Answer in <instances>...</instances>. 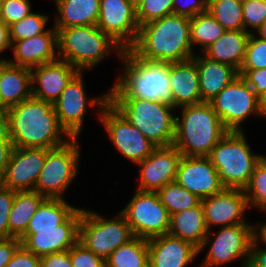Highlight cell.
Listing matches in <instances>:
<instances>
[{
    "label": "cell",
    "mask_w": 266,
    "mask_h": 267,
    "mask_svg": "<svg viewBox=\"0 0 266 267\" xmlns=\"http://www.w3.org/2000/svg\"><path fill=\"white\" fill-rule=\"evenodd\" d=\"M7 111L14 147L54 149L72 139L59 124L51 103L31 96Z\"/></svg>",
    "instance_id": "obj_1"
},
{
    "label": "cell",
    "mask_w": 266,
    "mask_h": 267,
    "mask_svg": "<svg viewBox=\"0 0 266 267\" xmlns=\"http://www.w3.org/2000/svg\"><path fill=\"white\" fill-rule=\"evenodd\" d=\"M129 50L148 61L176 63L192 59L195 52L190 42V18L170 14L141 25Z\"/></svg>",
    "instance_id": "obj_2"
},
{
    "label": "cell",
    "mask_w": 266,
    "mask_h": 267,
    "mask_svg": "<svg viewBox=\"0 0 266 267\" xmlns=\"http://www.w3.org/2000/svg\"><path fill=\"white\" fill-rule=\"evenodd\" d=\"M124 72L108 92L109 98H142L172 105L169 63L136 57L129 49L119 57Z\"/></svg>",
    "instance_id": "obj_3"
},
{
    "label": "cell",
    "mask_w": 266,
    "mask_h": 267,
    "mask_svg": "<svg viewBox=\"0 0 266 267\" xmlns=\"http://www.w3.org/2000/svg\"><path fill=\"white\" fill-rule=\"evenodd\" d=\"M176 116L174 146L182 156H209L216 144L229 132L210 103L179 107Z\"/></svg>",
    "instance_id": "obj_4"
},
{
    "label": "cell",
    "mask_w": 266,
    "mask_h": 267,
    "mask_svg": "<svg viewBox=\"0 0 266 267\" xmlns=\"http://www.w3.org/2000/svg\"><path fill=\"white\" fill-rule=\"evenodd\" d=\"M57 30L58 58L85 72L97 67L104 58L116 51L120 57L123 48L96 25L55 28ZM114 49V50H112Z\"/></svg>",
    "instance_id": "obj_5"
},
{
    "label": "cell",
    "mask_w": 266,
    "mask_h": 267,
    "mask_svg": "<svg viewBox=\"0 0 266 267\" xmlns=\"http://www.w3.org/2000/svg\"><path fill=\"white\" fill-rule=\"evenodd\" d=\"M109 102L156 147L174 144V106L142 98H109Z\"/></svg>",
    "instance_id": "obj_6"
},
{
    "label": "cell",
    "mask_w": 266,
    "mask_h": 267,
    "mask_svg": "<svg viewBox=\"0 0 266 267\" xmlns=\"http://www.w3.org/2000/svg\"><path fill=\"white\" fill-rule=\"evenodd\" d=\"M245 131H229L212 149L209 158L225 188L244 189L264 155L252 153Z\"/></svg>",
    "instance_id": "obj_7"
},
{
    "label": "cell",
    "mask_w": 266,
    "mask_h": 267,
    "mask_svg": "<svg viewBox=\"0 0 266 267\" xmlns=\"http://www.w3.org/2000/svg\"><path fill=\"white\" fill-rule=\"evenodd\" d=\"M119 213V214H118ZM112 219L82 208L79 242L106 260L119 246L134 238L125 216L119 211Z\"/></svg>",
    "instance_id": "obj_8"
},
{
    "label": "cell",
    "mask_w": 266,
    "mask_h": 267,
    "mask_svg": "<svg viewBox=\"0 0 266 267\" xmlns=\"http://www.w3.org/2000/svg\"><path fill=\"white\" fill-rule=\"evenodd\" d=\"M211 235L216 236L213 238ZM255 235L256 224L224 226L220 227L217 232L208 231L198 249V253H200L207 245H210L200 267H219L239 258H242L241 267H248L251 245Z\"/></svg>",
    "instance_id": "obj_9"
},
{
    "label": "cell",
    "mask_w": 266,
    "mask_h": 267,
    "mask_svg": "<svg viewBox=\"0 0 266 267\" xmlns=\"http://www.w3.org/2000/svg\"><path fill=\"white\" fill-rule=\"evenodd\" d=\"M78 138H72L66 144L50 149L34 188L45 198L64 199L66 189L75 179L79 168L81 149Z\"/></svg>",
    "instance_id": "obj_10"
},
{
    "label": "cell",
    "mask_w": 266,
    "mask_h": 267,
    "mask_svg": "<svg viewBox=\"0 0 266 267\" xmlns=\"http://www.w3.org/2000/svg\"><path fill=\"white\" fill-rule=\"evenodd\" d=\"M128 204L120 210L134 237L150 239L168 233L170 214L157 192L136 190Z\"/></svg>",
    "instance_id": "obj_11"
},
{
    "label": "cell",
    "mask_w": 266,
    "mask_h": 267,
    "mask_svg": "<svg viewBox=\"0 0 266 267\" xmlns=\"http://www.w3.org/2000/svg\"><path fill=\"white\" fill-rule=\"evenodd\" d=\"M97 116L116 150L133 164L137 165V163L142 162L156 148L109 101L102 107Z\"/></svg>",
    "instance_id": "obj_12"
},
{
    "label": "cell",
    "mask_w": 266,
    "mask_h": 267,
    "mask_svg": "<svg viewBox=\"0 0 266 267\" xmlns=\"http://www.w3.org/2000/svg\"><path fill=\"white\" fill-rule=\"evenodd\" d=\"M209 103L228 131L241 132L250 115L260 116L259 98L240 75Z\"/></svg>",
    "instance_id": "obj_13"
},
{
    "label": "cell",
    "mask_w": 266,
    "mask_h": 267,
    "mask_svg": "<svg viewBox=\"0 0 266 267\" xmlns=\"http://www.w3.org/2000/svg\"><path fill=\"white\" fill-rule=\"evenodd\" d=\"M83 72L79 71L67 84L58 100L53 104L61 127L71 138H79L87 105L97 106L100 112L109 101L108 93L95 98L86 97Z\"/></svg>",
    "instance_id": "obj_14"
},
{
    "label": "cell",
    "mask_w": 266,
    "mask_h": 267,
    "mask_svg": "<svg viewBox=\"0 0 266 267\" xmlns=\"http://www.w3.org/2000/svg\"><path fill=\"white\" fill-rule=\"evenodd\" d=\"M117 42L123 50L136 41L139 24L136 7L129 0H100L99 19L96 24Z\"/></svg>",
    "instance_id": "obj_15"
},
{
    "label": "cell",
    "mask_w": 266,
    "mask_h": 267,
    "mask_svg": "<svg viewBox=\"0 0 266 267\" xmlns=\"http://www.w3.org/2000/svg\"><path fill=\"white\" fill-rule=\"evenodd\" d=\"M82 208H77L58 229L26 230L19 238L21 244L31 253L44 256L69 250L79 241V224Z\"/></svg>",
    "instance_id": "obj_16"
},
{
    "label": "cell",
    "mask_w": 266,
    "mask_h": 267,
    "mask_svg": "<svg viewBox=\"0 0 266 267\" xmlns=\"http://www.w3.org/2000/svg\"><path fill=\"white\" fill-rule=\"evenodd\" d=\"M49 150L14 147L0 184L16 192L34 191Z\"/></svg>",
    "instance_id": "obj_17"
},
{
    "label": "cell",
    "mask_w": 266,
    "mask_h": 267,
    "mask_svg": "<svg viewBox=\"0 0 266 267\" xmlns=\"http://www.w3.org/2000/svg\"><path fill=\"white\" fill-rule=\"evenodd\" d=\"M175 181L200 199L215 195L225 188L208 156H182Z\"/></svg>",
    "instance_id": "obj_18"
},
{
    "label": "cell",
    "mask_w": 266,
    "mask_h": 267,
    "mask_svg": "<svg viewBox=\"0 0 266 267\" xmlns=\"http://www.w3.org/2000/svg\"><path fill=\"white\" fill-rule=\"evenodd\" d=\"M208 231L213 226H231L247 223L244 213L249 209L244 189L224 188L221 192L201 199Z\"/></svg>",
    "instance_id": "obj_19"
},
{
    "label": "cell",
    "mask_w": 266,
    "mask_h": 267,
    "mask_svg": "<svg viewBox=\"0 0 266 267\" xmlns=\"http://www.w3.org/2000/svg\"><path fill=\"white\" fill-rule=\"evenodd\" d=\"M182 154L174 145L159 146L142 162L138 188L144 192H158L167 183L176 179L177 168Z\"/></svg>",
    "instance_id": "obj_20"
},
{
    "label": "cell",
    "mask_w": 266,
    "mask_h": 267,
    "mask_svg": "<svg viewBox=\"0 0 266 267\" xmlns=\"http://www.w3.org/2000/svg\"><path fill=\"white\" fill-rule=\"evenodd\" d=\"M78 72L75 66L59 58L31 68L32 96L54 104Z\"/></svg>",
    "instance_id": "obj_21"
},
{
    "label": "cell",
    "mask_w": 266,
    "mask_h": 267,
    "mask_svg": "<svg viewBox=\"0 0 266 267\" xmlns=\"http://www.w3.org/2000/svg\"><path fill=\"white\" fill-rule=\"evenodd\" d=\"M13 57L9 63L27 68L53 62L58 59L57 30L48 29L46 32L11 44Z\"/></svg>",
    "instance_id": "obj_22"
},
{
    "label": "cell",
    "mask_w": 266,
    "mask_h": 267,
    "mask_svg": "<svg viewBox=\"0 0 266 267\" xmlns=\"http://www.w3.org/2000/svg\"><path fill=\"white\" fill-rule=\"evenodd\" d=\"M149 267H187L198 256V248L191 242L169 234L147 240Z\"/></svg>",
    "instance_id": "obj_23"
},
{
    "label": "cell",
    "mask_w": 266,
    "mask_h": 267,
    "mask_svg": "<svg viewBox=\"0 0 266 267\" xmlns=\"http://www.w3.org/2000/svg\"><path fill=\"white\" fill-rule=\"evenodd\" d=\"M169 81L172 106L176 109L202 103L197 66L193 59L169 63Z\"/></svg>",
    "instance_id": "obj_24"
},
{
    "label": "cell",
    "mask_w": 266,
    "mask_h": 267,
    "mask_svg": "<svg viewBox=\"0 0 266 267\" xmlns=\"http://www.w3.org/2000/svg\"><path fill=\"white\" fill-rule=\"evenodd\" d=\"M192 59L196 62L202 102L212 101L238 75L231 65L208 59L200 53Z\"/></svg>",
    "instance_id": "obj_25"
},
{
    "label": "cell",
    "mask_w": 266,
    "mask_h": 267,
    "mask_svg": "<svg viewBox=\"0 0 266 267\" xmlns=\"http://www.w3.org/2000/svg\"><path fill=\"white\" fill-rule=\"evenodd\" d=\"M4 59L0 84V108L8 110L32 96L31 69Z\"/></svg>",
    "instance_id": "obj_26"
},
{
    "label": "cell",
    "mask_w": 266,
    "mask_h": 267,
    "mask_svg": "<svg viewBox=\"0 0 266 267\" xmlns=\"http://www.w3.org/2000/svg\"><path fill=\"white\" fill-rule=\"evenodd\" d=\"M249 37L250 33L244 30H225L202 54L210 60L231 65L239 71Z\"/></svg>",
    "instance_id": "obj_27"
},
{
    "label": "cell",
    "mask_w": 266,
    "mask_h": 267,
    "mask_svg": "<svg viewBox=\"0 0 266 267\" xmlns=\"http://www.w3.org/2000/svg\"><path fill=\"white\" fill-rule=\"evenodd\" d=\"M57 12L54 27L96 25L99 19L100 0H54Z\"/></svg>",
    "instance_id": "obj_28"
},
{
    "label": "cell",
    "mask_w": 266,
    "mask_h": 267,
    "mask_svg": "<svg viewBox=\"0 0 266 267\" xmlns=\"http://www.w3.org/2000/svg\"><path fill=\"white\" fill-rule=\"evenodd\" d=\"M208 229L204 220L202 204L170 215L169 235L191 242L198 249Z\"/></svg>",
    "instance_id": "obj_29"
},
{
    "label": "cell",
    "mask_w": 266,
    "mask_h": 267,
    "mask_svg": "<svg viewBox=\"0 0 266 267\" xmlns=\"http://www.w3.org/2000/svg\"><path fill=\"white\" fill-rule=\"evenodd\" d=\"M46 198L35 191L15 192V198L9 214V238H20L40 204Z\"/></svg>",
    "instance_id": "obj_30"
},
{
    "label": "cell",
    "mask_w": 266,
    "mask_h": 267,
    "mask_svg": "<svg viewBox=\"0 0 266 267\" xmlns=\"http://www.w3.org/2000/svg\"><path fill=\"white\" fill-rule=\"evenodd\" d=\"M64 199L46 198L30 219L26 230L58 229L75 210Z\"/></svg>",
    "instance_id": "obj_31"
},
{
    "label": "cell",
    "mask_w": 266,
    "mask_h": 267,
    "mask_svg": "<svg viewBox=\"0 0 266 267\" xmlns=\"http://www.w3.org/2000/svg\"><path fill=\"white\" fill-rule=\"evenodd\" d=\"M106 267H149L147 239L134 237L106 259Z\"/></svg>",
    "instance_id": "obj_32"
},
{
    "label": "cell",
    "mask_w": 266,
    "mask_h": 267,
    "mask_svg": "<svg viewBox=\"0 0 266 267\" xmlns=\"http://www.w3.org/2000/svg\"><path fill=\"white\" fill-rule=\"evenodd\" d=\"M224 32L223 26L208 11L190 18L191 47L201 45V53Z\"/></svg>",
    "instance_id": "obj_33"
},
{
    "label": "cell",
    "mask_w": 266,
    "mask_h": 267,
    "mask_svg": "<svg viewBox=\"0 0 266 267\" xmlns=\"http://www.w3.org/2000/svg\"><path fill=\"white\" fill-rule=\"evenodd\" d=\"M157 193L170 215L195 207L201 203V199L197 195L189 192L176 181L167 183Z\"/></svg>",
    "instance_id": "obj_34"
},
{
    "label": "cell",
    "mask_w": 266,
    "mask_h": 267,
    "mask_svg": "<svg viewBox=\"0 0 266 267\" xmlns=\"http://www.w3.org/2000/svg\"><path fill=\"white\" fill-rule=\"evenodd\" d=\"M207 11L225 30H244L242 3L235 0H208Z\"/></svg>",
    "instance_id": "obj_35"
},
{
    "label": "cell",
    "mask_w": 266,
    "mask_h": 267,
    "mask_svg": "<svg viewBox=\"0 0 266 267\" xmlns=\"http://www.w3.org/2000/svg\"><path fill=\"white\" fill-rule=\"evenodd\" d=\"M244 192L249 208L266 211V155L257 163Z\"/></svg>",
    "instance_id": "obj_36"
},
{
    "label": "cell",
    "mask_w": 266,
    "mask_h": 267,
    "mask_svg": "<svg viewBox=\"0 0 266 267\" xmlns=\"http://www.w3.org/2000/svg\"><path fill=\"white\" fill-rule=\"evenodd\" d=\"M49 17L45 14L32 12L23 19L9 26L11 44L14 41L28 39L47 31Z\"/></svg>",
    "instance_id": "obj_37"
},
{
    "label": "cell",
    "mask_w": 266,
    "mask_h": 267,
    "mask_svg": "<svg viewBox=\"0 0 266 267\" xmlns=\"http://www.w3.org/2000/svg\"><path fill=\"white\" fill-rule=\"evenodd\" d=\"M173 14V0H142L136 7L139 26Z\"/></svg>",
    "instance_id": "obj_38"
},
{
    "label": "cell",
    "mask_w": 266,
    "mask_h": 267,
    "mask_svg": "<svg viewBox=\"0 0 266 267\" xmlns=\"http://www.w3.org/2000/svg\"><path fill=\"white\" fill-rule=\"evenodd\" d=\"M262 68H266V41L252 33L248 39L245 57L239 70Z\"/></svg>",
    "instance_id": "obj_39"
},
{
    "label": "cell",
    "mask_w": 266,
    "mask_h": 267,
    "mask_svg": "<svg viewBox=\"0 0 266 267\" xmlns=\"http://www.w3.org/2000/svg\"><path fill=\"white\" fill-rule=\"evenodd\" d=\"M242 16L244 31L250 34L255 33L265 23L266 0H249L242 3ZM248 28H253L255 31Z\"/></svg>",
    "instance_id": "obj_40"
},
{
    "label": "cell",
    "mask_w": 266,
    "mask_h": 267,
    "mask_svg": "<svg viewBox=\"0 0 266 267\" xmlns=\"http://www.w3.org/2000/svg\"><path fill=\"white\" fill-rule=\"evenodd\" d=\"M31 13L29 0H0V19L8 27Z\"/></svg>",
    "instance_id": "obj_41"
},
{
    "label": "cell",
    "mask_w": 266,
    "mask_h": 267,
    "mask_svg": "<svg viewBox=\"0 0 266 267\" xmlns=\"http://www.w3.org/2000/svg\"><path fill=\"white\" fill-rule=\"evenodd\" d=\"M68 251L73 267H106V260L88 250L79 241Z\"/></svg>",
    "instance_id": "obj_42"
},
{
    "label": "cell",
    "mask_w": 266,
    "mask_h": 267,
    "mask_svg": "<svg viewBox=\"0 0 266 267\" xmlns=\"http://www.w3.org/2000/svg\"><path fill=\"white\" fill-rule=\"evenodd\" d=\"M15 192L0 184V238H9V214Z\"/></svg>",
    "instance_id": "obj_43"
},
{
    "label": "cell",
    "mask_w": 266,
    "mask_h": 267,
    "mask_svg": "<svg viewBox=\"0 0 266 267\" xmlns=\"http://www.w3.org/2000/svg\"><path fill=\"white\" fill-rule=\"evenodd\" d=\"M208 0H173V14L192 18L207 12Z\"/></svg>",
    "instance_id": "obj_44"
},
{
    "label": "cell",
    "mask_w": 266,
    "mask_h": 267,
    "mask_svg": "<svg viewBox=\"0 0 266 267\" xmlns=\"http://www.w3.org/2000/svg\"><path fill=\"white\" fill-rule=\"evenodd\" d=\"M238 73L251 87L258 98L266 92V68L239 70Z\"/></svg>",
    "instance_id": "obj_45"
},
{
    "label": "cell",
    "mask_w": 266,
    "mask_h": 267,
    "mask_svg": "<svg viewBox=\"0 0 266 267\" xmlns=\"http://www.w3.org/2000/svg\"><path fill=\"white\" fill-rule=\"evenodd\" d=\"M5 267H41V257L31 253L21 244Z\"/></svg>",
    "instance_id": "obj_46"
},
{
    "label": "cell",
    "mask_w": 266,
    "mask_h": 267,
    "mask_svg": "<svg viewBox=\"0 0 266 267\" xmlns=\"http://www.w3.org/2000/svg\"><path fill=\"white\" fill-rule=\"evenodd\" d=\"M259 243L266 246V243L256 234L251 245L248 267H266V247L260 248Z\"/></svg>",
    "instance_id": "obj_47"
},
{
    "label": "cell",
    "mask_w": 266,
    "mask_h": 267,
    "mask_svg": "<svg viewBox=\"0 0 266 267\" xmlns=\"http://www.w3.org/2000/svg\"><path fill=\"white\" fill-rule=\"evenodd\" d=\"M20 245L21 241L17 237L0 239V267H5L10 262Z\"/></svg>",
    "instance_id": "obj_48"
},
{
    "label": "cell",
    "mask_w": 266,
    "mask_h": 267,
    "mask_svg": "<svg viewBox=\"0 0 266 267\" xmlns=\"http://www.w3.org/2000/svg\"><path fill=\"white\" fill-rule=\"evenodd\" d=\"M41 267H73L69 251H62L41 257Z\"/></svg>",
    "instance_id": "obj_49"
},
{
    "label": "cell",
    "mask_w": 266,
    "mask_h": 267,
    "mask_svg": "<svg viewBox=\"0 0 266 267\" xmlns=\"http://www.w3.org/2000/svg\"><path fill=\"white\" fill-rule=\"evenodd\" d=\"M13 149L14 144L12 142H0V180L4 176Z\"/></svg>",
    "instance_id": "obj_50"
},
{
    "label": "cell",
    "mask_w": 266,
    "mask_h": 267,
    "mask_svg": "<svg viewBox=\"0 0 266 267\" xmlns=\"http://www.w3.org/2000/svg\"><path fill=\"white\" fill-rule=\"evenodd\" d=\"M0 142H12L10 136V119L6 109L0 108Z\"/></svg>",
    "instance_id": "obj_51"
},
{
    "label": "cell",
    "mask_w": 266,
    "mask_h": 267,
    "mask_svg": "<svg viewBox=\"0 0 266 267\" xmlns=\"http://www.w3.org/2000/svg\"><path fill=\"white\" fill-rule=\"evenodd\" d=\"M6 49L11 50L9 27L0 19V55L6 51Z\"/></svg>",
    "instance_id": "obj_52"
},
{
    "label": "cell",
    "mask_w": 266,
    "mask_h": 267,
    "mask_svg": "<svg viewBox=\"0 0 266 267\" xmlns=\"http://www.w3.org/2000/svg\"><path fill=\"white\" fill-rule=\"evenodd\" d=\"M259 111L261 117H266V92L259 97Z\"/></svg>",
    "instance_id": "obj_53"
},
{
    "label": "cell",
    "mask_w": 266,
    "mask_h": 267,
    "mask_svg": "<svg viewBox=\"0 0 266 267\" xmlns=\"http://www.w3.org/2000/svg\"><path fill=\"white\" fill-rule=\"evenodd\" d=\"M266 213V211H265ZM256 234L266 243V222L261 226L260 224L256 225ZM260 226V227H259Z\"/></svg>",
    "instance_id": "obj_54"
},
{
    "label": "cell",
    "mask_w": 266,
    "mask_h": 267,
    "mask_svg": "<svg viewBox=\"0 0 266 267\" xmlns=\"http://www.w3.org/2000/svg\"><path fill=\"white\" fill-rule=\"evenodd\" d=\"M258 34V35H257ZM256 36L266 41V24H263L257 31Z\"/></svg>",
    "instance_id": "obj_55"
},
{
    "label": "cell",
    "mask_w": 266,
    "mask_h": 267,
    "mask_svg": "<svg viewBox=\"0 0 266 267\" xmlns=\"http://www.w3.org/2000/svg\"><path fill=\"white\" fill-rule=\"evenodd\" d=\"M3 71H4V59L2 58L0 60V82H1V79H2V76H3Z\"/></svg>",
    "instance_id": "obj_56"
},
{
    "label": "cell",
    "mask_w": 266,
    "mask_h": 267,
    "mask_svg": "<svg viewBox=\"0 0 266 267\" xmlns=\"http://www.w3.org/2000/svg\"><path fill=\"white\" fill-rule=\"evenodd\" d=\"M135 7H137L141 2L142 0H129Z\"/></svg>",
    "instance_id": "obj_57"
},
{
    "label": "cell",
    "mask_w": 266,
    "mask_h": 267,
    "mask_svg": "<svg viewBox=\"0 0 266 267\" xmlns=\"http://www.w3.org/2000/svg\"><path fill=\"white\" fill-rule=\"evenodd\" d=\"M237 2H240V3H245V2H248L249 0H235Z\"/></svg>",
    "instance_id": "obj_58"
}]
</instances>
